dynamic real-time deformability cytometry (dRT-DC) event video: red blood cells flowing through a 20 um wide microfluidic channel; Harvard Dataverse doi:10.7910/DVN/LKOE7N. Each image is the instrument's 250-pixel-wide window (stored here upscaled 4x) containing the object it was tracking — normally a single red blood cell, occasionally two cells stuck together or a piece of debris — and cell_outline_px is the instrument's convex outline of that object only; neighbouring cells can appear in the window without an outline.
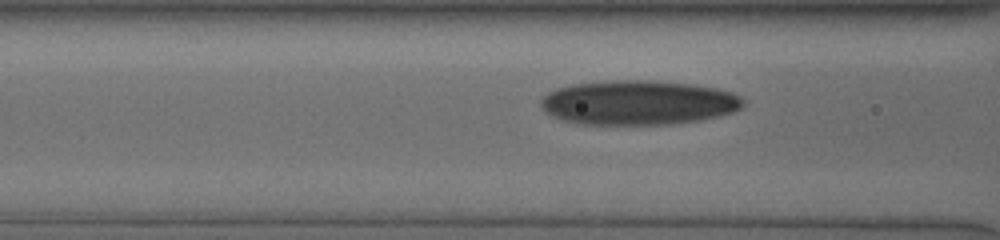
{"species": "human", "species_latin": "Homo sapiens", "temperature_condition": "cold", "stored_images_in_passage": 19, "camera_frame_rate_fps": 3000, "um_per_image_px": 0.085, "donor": {"sex": "male"}, "frame": {"image": 1, "passage_image": 8, "time_ms": 3.333, "image_size_px": [1000, 240], "cell_outline_px": [[744, 104], [740, 108], [732, 112], [716, 116], [696, 120], [668, 124], [584, 124], [564, 120], [552, 116], [540, 104], [540, 100], [548, 92], [556, 88], [572, 84], [608, 80], [652, 80], [696, 84], [716, 88], [732, 92], [740, 96], [744, 100]], "centroid_in_image_um": [54.26, 8.7], "position_along_channel_um": 112.3, "area_um2": 52.37}}
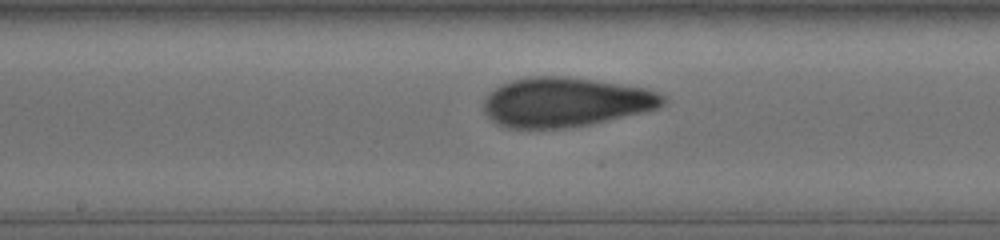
{"frame": {"image": 2, "passage_image": 13, "time_ms": 5.667, "image_size_px": [1000, 240], "cell_outline_px": [[664, 104], [656, 108], [640, 112], [588, 124], [564, 128], [508, 128], [496, 124], [484, 112], [484, 100], [488, 92], [500, 84], [512, 80], [528, 76], [564, 76], [648, 88], [664, 96]], "centroid_in_image_um": [47.98, 8.67], "position_along_channel_um": 200.2, "area_um2": 51.27}}
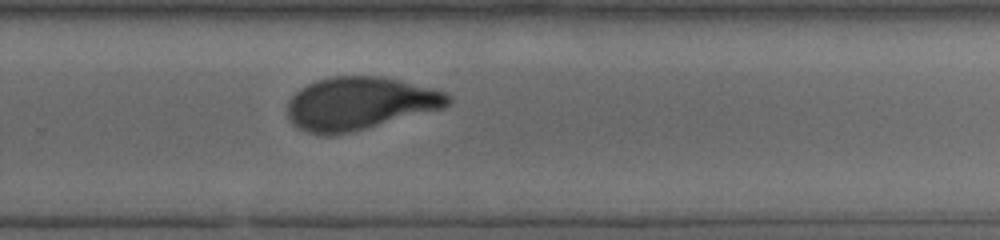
{"frame": {"image": 3, "passage_image": 19, "time_ms": 8.333, "image_size_px": [1000, 240], "cell_outline_px": [[452, 104], [444, 108], [332, 136], [320, 136], [308, 132], [292, 124], [288, 120], [288, 100], [300, 88], [316, 80], [332, 76], [384, 76], [432, 88], [444, 92], [452, 96]], "centroid_in_image_um": [30.57, 8.78], "position_along_channel_um": 299.2, "area_um2": 49.48}}